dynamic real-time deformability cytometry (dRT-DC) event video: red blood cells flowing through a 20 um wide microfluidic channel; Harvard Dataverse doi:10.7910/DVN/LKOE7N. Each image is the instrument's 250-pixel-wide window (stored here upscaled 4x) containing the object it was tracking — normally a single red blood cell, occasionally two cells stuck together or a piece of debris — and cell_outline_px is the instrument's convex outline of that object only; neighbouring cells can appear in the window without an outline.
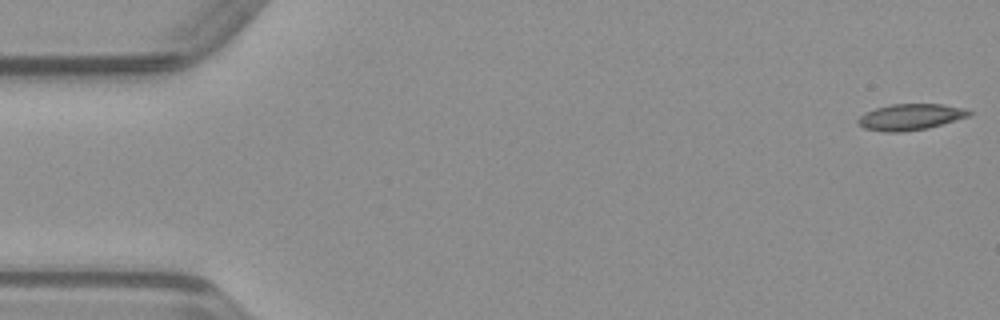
{"species": "common noctule bat (a hibernating species)", "species_latin": "Nyctalus noctula", "temperature_condition": "warm", "stored_images_in_passage": 49, "camera_frame_rate_fps": 3000, "um_per_image_px": 0.085, "animal": {"sex": "male", "body_mass_g": 23.1, "forearm_length_mm": 52.7}, "frame": {"image": 1, "passage_image": 1, "time_ms": 0.0, "image_size_px": [1000, 320], "cell_outline_px": [[972, 116], [928, 128], [904, 132], [884, 132], [864, 128], [856, 124], [856, 120], [864, 112], [876, 108], [892, 104], [940, 104], [964, 108], [972, 112]], "centroid_in_image_um": [77.37, 9.95], "position_along_channel_um": 7.6, "area_um2": 17.17}}
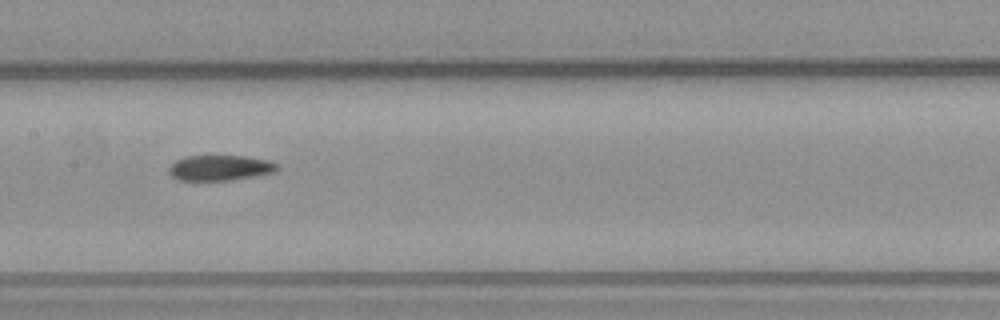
{"frame": {"image": 2, "passage_image": 24, "time_ms": 7.667, "image_size_px": [1000, 320], "cell_outline_px": [[280, 168], [276, 172], [256, 176], [232, 180], [176, 180], [168, 172], [168, 168], [176, 160], [184, 156], [244, 156], [268, 160], [276, 164]], "centroid_in_image_um": [18.7, 14.27], "position_along_channel_um": 188.7, "area_um2": 16.13}}
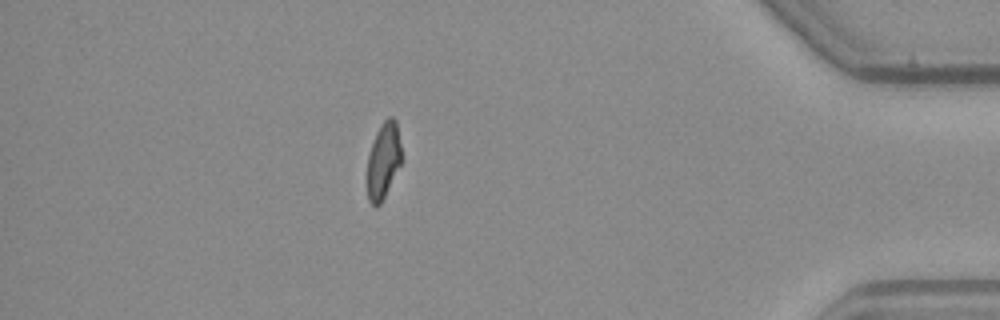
{"frame": {"image": 3, "passage_image": 43, "time_ms": 14.0, "image_size_px": [1000, 320], "cell_outline_px": [[404, 160], [380, 204], [376, 208], [368, 200], [368, 156], [376, 132], [380, 124], [388, 116], [392, 116], [396, 120]], "centroid_in_image_um": [32.63, 13.62], "position_along_channel_um": 402.6, "area_um2": 15.49}}